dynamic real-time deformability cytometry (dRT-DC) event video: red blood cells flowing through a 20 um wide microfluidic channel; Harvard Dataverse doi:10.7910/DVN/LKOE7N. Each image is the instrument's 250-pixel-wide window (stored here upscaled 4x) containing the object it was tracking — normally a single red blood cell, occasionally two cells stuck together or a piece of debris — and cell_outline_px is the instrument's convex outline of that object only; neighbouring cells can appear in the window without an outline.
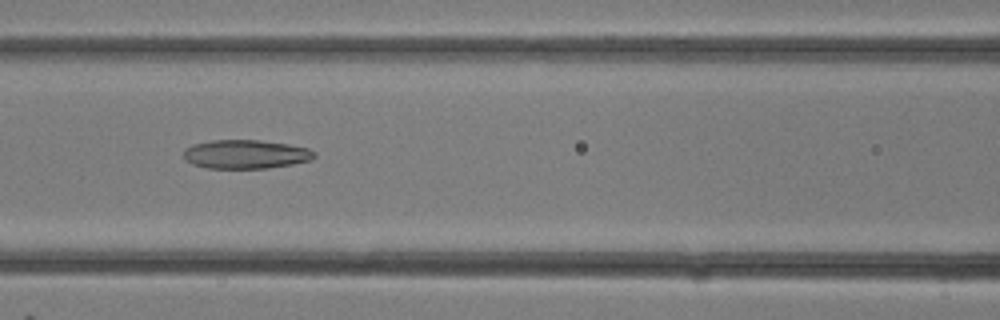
{"species": "common noctule bat (a hibernating species)", "species_latin": "Nyctalus noctula", "temperature_condition": "room temperature", "stored_images_in_passage": 31, "camera_frame_rate_fps": 3000, "um_per_image_px": 0.085, "animal": {"sex": "female"}, "frame": {"image": 1, "passage_image": 14, "time_ms": 4.333, "image_size_px": [1000, 320], "cell_outline_px": [[316, 156], [312, 160], [292, 164], [268, 168], [208, 168], [192, 164], [184, 160], [184, 148], [192, 144], [212, 140], [260, 140], [288, 144], [308, 148], [316, 152]], "centroid_in_image_um": [20.88, 13.11], "position_along_channel_um": 145.7, "area_um2": 22.14}}
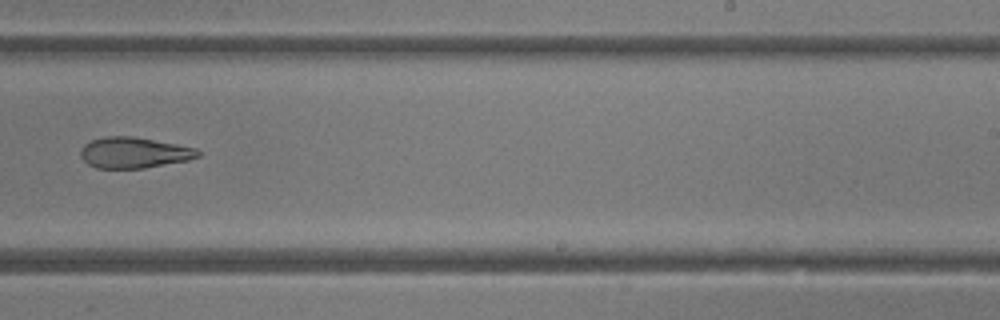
{"frame": {"image": 2, "passage_image": 20, "time_ms": 6.333, "image_size_px": [1000, 320], "cell_outline_px": [[200, 156], [188, 160], [144, 168], [96, 168], [88, 164], [80, 156], [80, 152], [84, 144], [92, 140], [104, 136], [132, 136], [176, 144], [196, 148], [200, 152]], "centroid_in_image_um": [11.38, 12.97], "position_along_channel_um": 277.6, "area_um2": 21.04}}
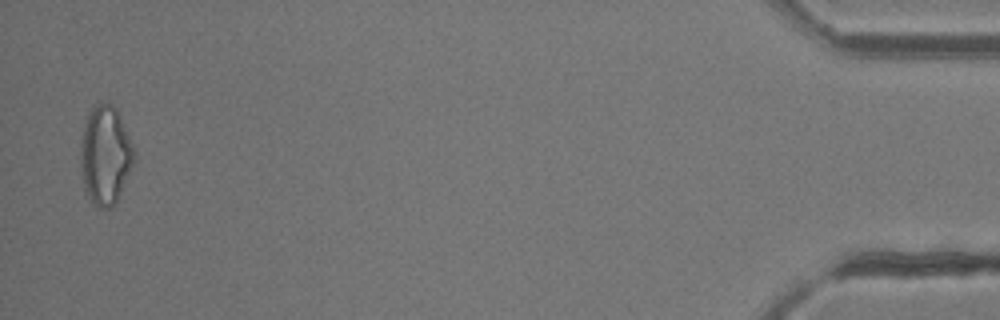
{"frame": {"image": 3, "passage_image": 31, "time_ms": 10.0, "image_size_px": [1000, 320], "cell_outline_px": [[136, 160], [120, 196], [112, 208], [100, 208], [84, 192], [80, 164], [80, 144], [84, 116], [96, 104], [112, 104], [116, 108], [120, 116], [136, 152]], "centroid_in_image_um": [8.95, 13.2], "position_along_channel_um": 426.3, "area_um2": 31.44}}